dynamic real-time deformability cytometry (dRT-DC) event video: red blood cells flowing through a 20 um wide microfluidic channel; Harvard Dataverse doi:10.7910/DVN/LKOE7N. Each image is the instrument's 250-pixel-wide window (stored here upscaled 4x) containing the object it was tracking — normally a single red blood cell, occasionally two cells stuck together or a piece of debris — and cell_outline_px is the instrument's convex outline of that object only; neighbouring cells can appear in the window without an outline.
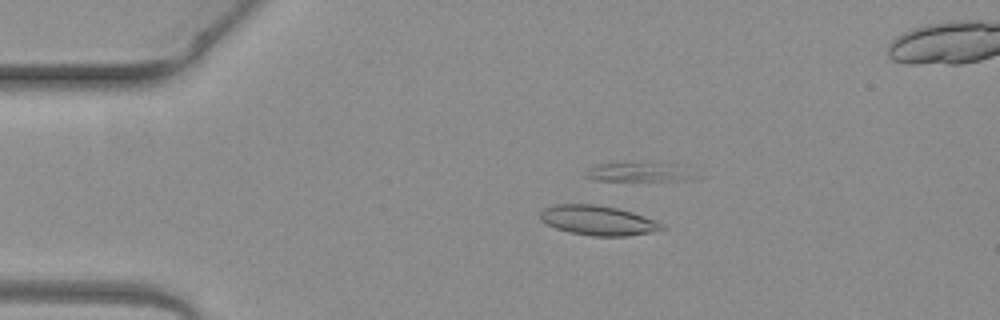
{"species": "common noctule bat (a hibernating species)", "species_latin": "Nyctalus noctula", "temperature_condition": "warm", "stored_images_in_passage": 4, "camera_frame_rate_fps": 3000, "um_per_image_px": 0.085, "animal": {"sex": "female", "body_mass_g": 19.3, "forearm_length_mm": 54.1}, "frame": {"image": 1, "passage_image": 2, "time_ms": 0.333, "image_size_px": [1000, 320], "cell_outline_px": [[668, 228], [652, 232], [628, 236], [592, 236], [568, 232], [556, 228], [540, 220], [540, 212], [544, 208], [552, 204], [596, 204], [616, 208], [632, 212], [656, 220], [664, 224]], "centroid_in_image_um": [50.84, 18.73], "position_along_channel_um": 34.2, "area_um2": 21.27}}